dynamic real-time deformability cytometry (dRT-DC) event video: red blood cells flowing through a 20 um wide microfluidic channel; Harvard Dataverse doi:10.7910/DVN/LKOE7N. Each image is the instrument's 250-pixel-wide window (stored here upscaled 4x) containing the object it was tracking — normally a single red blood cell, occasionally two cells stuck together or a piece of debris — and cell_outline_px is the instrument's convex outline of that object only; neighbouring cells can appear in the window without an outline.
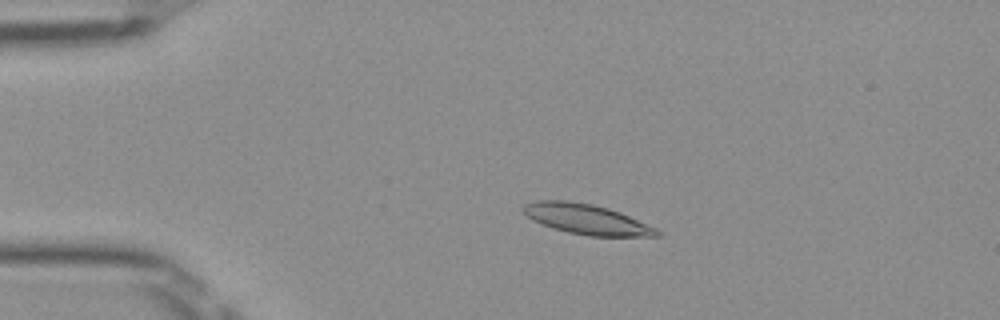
{"species": "Egyptian fruit bat (a non-hibernating species)", "species_latin": "Rousettus aegyptiacus", "temperature_condition": "room temperature", "stored_images_in_passage": 51, "camera_frame_rate_fps": 3000, "um_per_image_px": 0.085, "frame": {"image": 1, "passage_image": 11, "time_ms": 3.333, "image_size_px": [1000, 320], "cell_outline_px": [[660, 236], [588, 236], [568, 232], [552, 228], [532, 220], [520, 208], [524, 204], [536, 200], [568, 200], [592, 204], [608, 208], [620, 212], [656, 228], [660, 232]], "centroid_in_image_um": [49.82, 18.62], "position_along_channel_um": 35.2, "area_um2": 23.47}}
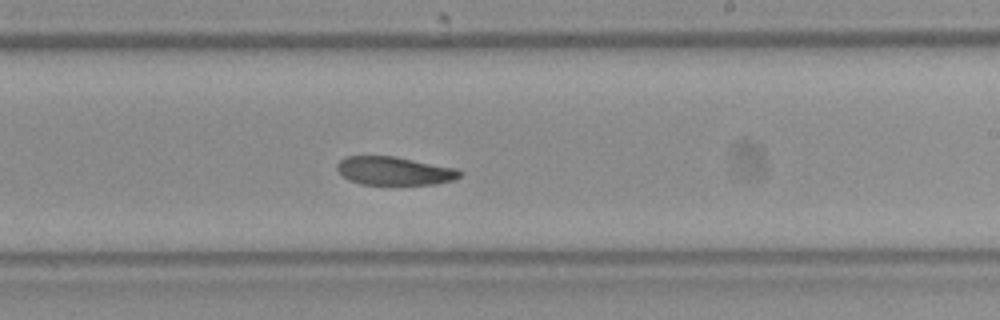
{"frame": {"image": 2, "passage_image": 31, "time_ms": 10.0, "image_size_px": [1000, 320], "cell_outline_px": [[464, 172], [460, 176], [452, 180], [436, 184], [392, 188], [360, 184], [348, 180], [336, 168], [336, 164], [344, 156], [396, 156], [456, 168]], "centroid_in_image_um": [33.52, 14.58], "position_along_channel_um": 255.5, "area_um2": 21.44}}
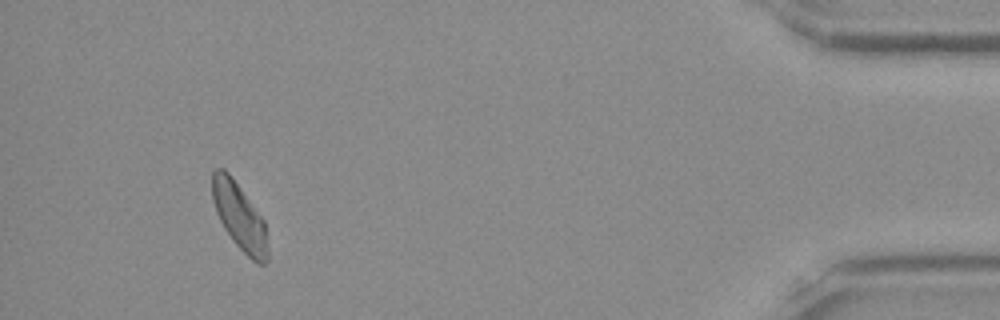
{"frame": {"image": 3, "passage_image": 48, "time_ms": 15.667, "image_size_px": [1000, 320], "cell_outline_px": [[268, 260], [264, 264], [260, 264], [252, 260], [232, 240], [224, 228], [216, 212], [212, 200], [212, 172], [216, 168], [224, 168], [232, 176], [264, 220], [268, 248]], "centroid_in_image_um": [20.34, 18.39], "position_along_channel_um": 414.9, "area_um2": 21.56}}